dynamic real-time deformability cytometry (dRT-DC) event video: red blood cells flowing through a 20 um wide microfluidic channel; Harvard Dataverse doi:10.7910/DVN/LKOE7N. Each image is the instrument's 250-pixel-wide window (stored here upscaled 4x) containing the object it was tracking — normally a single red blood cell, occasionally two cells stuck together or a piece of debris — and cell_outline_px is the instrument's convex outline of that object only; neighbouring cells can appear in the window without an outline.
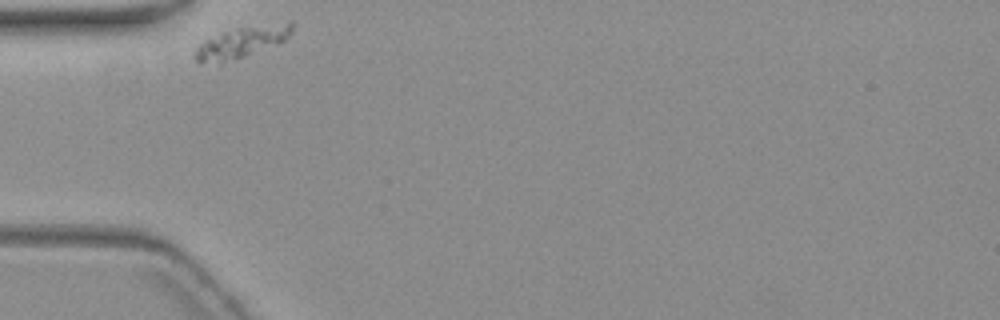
{"species": "common noctule bat (a hibernating species)", "species_latin": "Nyctalus noctula", "temperature_condition": "warm", "stored_images_in_passage": 3, "camera_frame_rate_fps": 3000, "um_per_image_px": 0.085, "animal": {"sex": "female", "body_mass_g": 19.3, "forearm_length_mm": 54.1}, "frame": {"image": 1, "passage_image": 1, "time_ms": 0.0, "image_size_px": [1000, 320], "cell_outline_px": [[292, 32], [284, 40], [244, 56], [204, 60], [196, 60], [192, 56], [196, 48], [204, 40], [220, 32], [240, 28], [292, 20]], "centroid_in_image_um": [20.61, 3.48], "position_along_channel_um": 64.4, "area_um2": 16.3}}
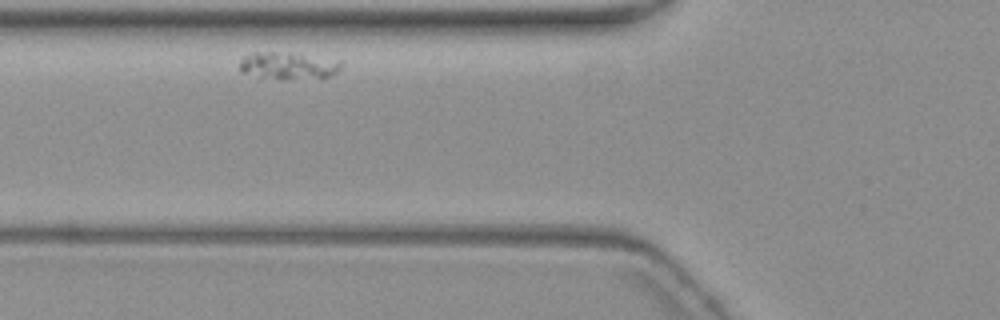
{"frame": {"image": 2, "passage_image": 2, "time_ms": 1.333, "image_size_px": [1000, 320], "cell_outline_px": [[344, 64], [336, 72], [328, 76], [260, 76], [240, 72], [240, 60], [244, 56], [252, 52], [276, 52], [340, 60]], "centroid_in_image_um": [24.45, 5.52], "position_along_channel_um": 101.3, "area_um2": 14.74}}
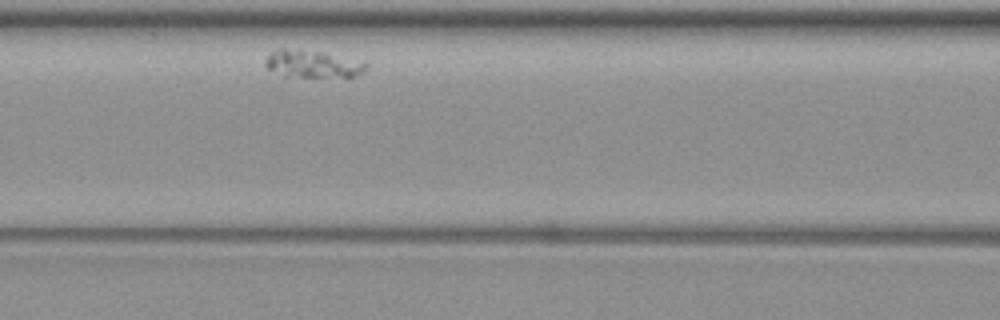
{"frame": {"image": 3, "passage_image": 3, "time_ms": 2.667, "image_size_px": [1000, 320], "cell_outline_px": [[368, 68], [352, 76], [284, 76], [268, 68], [264, 64], [264, 60], [272, 52], [280, 48], [284, 48], [316, 52], [368, 60]], "centroid_in_image_um": [26.61, 5.42], "position_along_channel_um": 140.0, "area_um2": 15.78}}